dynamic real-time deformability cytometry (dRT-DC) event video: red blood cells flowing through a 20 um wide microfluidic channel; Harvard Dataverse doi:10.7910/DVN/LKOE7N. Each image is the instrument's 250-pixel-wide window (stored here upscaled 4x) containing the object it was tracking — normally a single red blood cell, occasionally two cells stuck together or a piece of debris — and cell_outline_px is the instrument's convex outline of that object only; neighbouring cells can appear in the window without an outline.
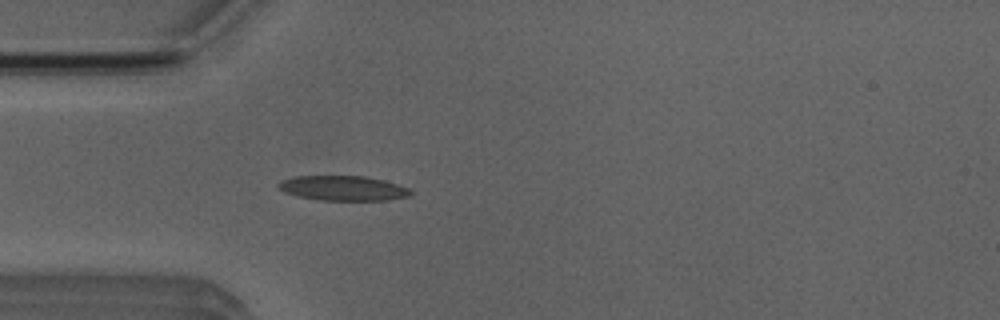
{"species": "Egyptian fruit bat (a non-hibernating species)", "species_latin": "Rousettus aegyptiacus", "temperature_condition": "room temperature", "stored_images_in_passage": 4, "camera_frame_rate_fps": 3000, "um_per_image_px": 0.085, "animal": {"sex": "male"}, "frame": {"image": 1, "passage_image": 4, "time_ms": 3.667, "image_size_px": [1000, 320], "cell_outline_px": [[412, 192], [408, 196], [388, 200], [320, 200], [300, 196], [284, 192], [276, 184], [280, 180], [296, 176], [364, 176], [384, 180], [408, 188]], "centroid_in_image_um": [29.14, 15.99], "position_along_channel_um": 55.9, "area_um2": 18.96}}